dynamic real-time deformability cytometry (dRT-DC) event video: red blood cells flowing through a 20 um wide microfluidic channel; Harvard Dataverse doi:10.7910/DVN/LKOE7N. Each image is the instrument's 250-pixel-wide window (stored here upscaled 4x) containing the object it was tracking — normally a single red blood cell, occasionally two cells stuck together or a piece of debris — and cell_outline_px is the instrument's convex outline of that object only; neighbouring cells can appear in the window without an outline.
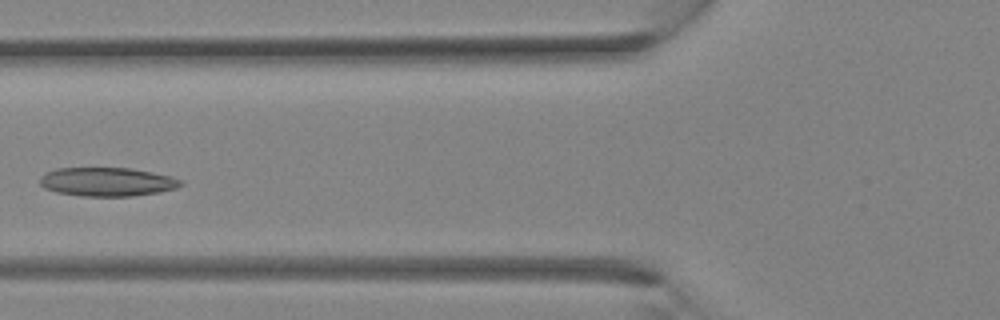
{"species": "Egyptian fruit bat (a non-hibernating species)", "species_latin": "Rousettus aegyptiacus", "temperature_condition": "room temperature", "stored_images_in_passage": 34, "camera_frame_rate_fps": 3000, "um_per_image_px": 0.085, "animal": {"sex": "female"}, "frame": {"image": 1, "passage_image": 13, "time_ms": 4.0, "image_size_px": [1000, 320], "cell_outline_px": [[184, 184], [176, 188], [160, 192], [132, 196], [80, 196], [56, 192], [44, 188], [40, 184], [40, 176], [44, 172], [56, 168], [128, 168], [152, 172], [172, 176], [180, 180]], "centroid_in_image_um": [9.08, 15.45], "position_along_channel_um": 116.7, "area_um2": 23.76}}
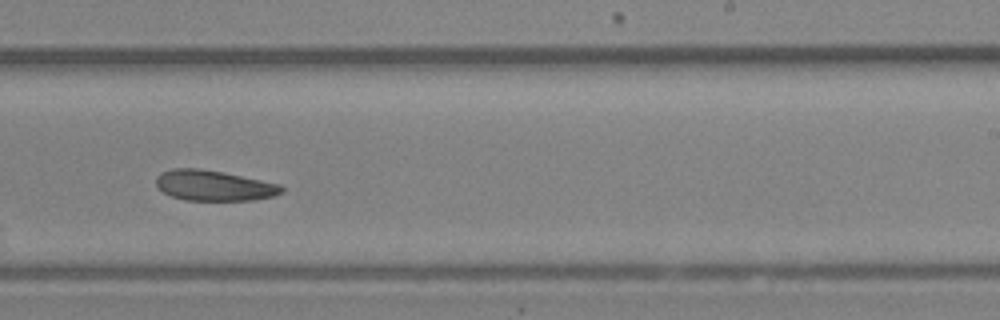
{"frame": {"image": 2, "passage_image": 21, "time_ms": 6.667, "image_size_px": [1000, 320], "cell_outline_px": [[284, 192], [272, 196], [252, 200], [184, 200], [172, 196], [156, 188], [156, 176], [160, 172], [172, 168], [200, 168], [224, 172], [280, 184], [284, 188]], "centroid_in_image_um": [18.15, 15.76], "position_along_channel_um": 270.9, "area_um2": 22.43}}
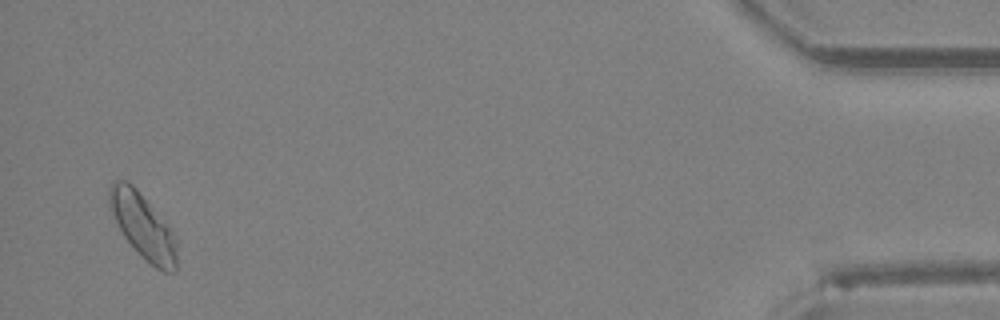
{"frame": {"image": 3, "passage_image": 33, "time_ms": 10.667, "image_size_px": [1000, 320], "cell_outline_px": [[176, 272], [164, 272], [156, 268], [124, 236], [108, 204], [108, 188], [112, 180], [124, 180], [132, 184], [136, 188], [172, 232], [176, 240]], "centroid_in_image_um": [12.12, 19.18], "position_along_channel_um": 423.1, "area_um2": 24.62}}